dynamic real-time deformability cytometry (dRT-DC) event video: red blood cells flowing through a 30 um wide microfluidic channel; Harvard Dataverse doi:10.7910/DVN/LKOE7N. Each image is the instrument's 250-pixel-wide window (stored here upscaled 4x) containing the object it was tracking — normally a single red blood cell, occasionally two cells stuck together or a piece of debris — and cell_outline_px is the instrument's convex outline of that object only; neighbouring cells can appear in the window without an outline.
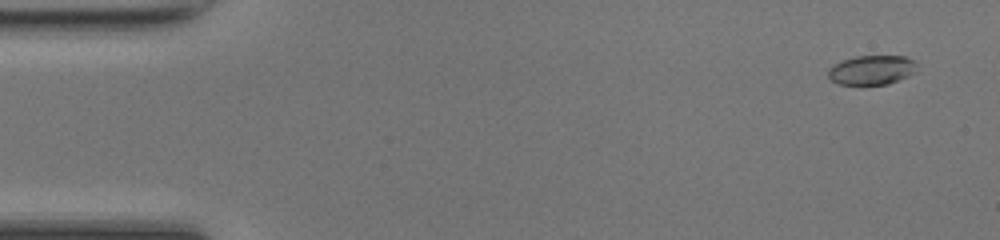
{"species": "common noctule bat (a hibernating species)", "species_latin": "Nyctalus noctula", "temperature_condition": "room temperature", "stored_images_in_passage": 10, "camera_frame_rate_fps": 3000, "um_per_image_px": 0.085, "animal": {"sex": "female", "body_mass_g": 17.0, "forearm_length_mm": 48.0}, "frame": {"image": 1, "passage_image": 2, "time_ms": 0.333, "image_size_px": [1000, 240], "cell_outline_px": [[916, 72], [900, 80], [888, 84], [840, 84], [832, 80], [828, 76], [828, 68], [832, 64], [840, 60], [856, 56], [904, 56], [912, 60], [916, 64]], "centroid_in_image_um": [74.08, 5.94], "position_along_channel_um": 10.9, "area_um2": 15.26}}